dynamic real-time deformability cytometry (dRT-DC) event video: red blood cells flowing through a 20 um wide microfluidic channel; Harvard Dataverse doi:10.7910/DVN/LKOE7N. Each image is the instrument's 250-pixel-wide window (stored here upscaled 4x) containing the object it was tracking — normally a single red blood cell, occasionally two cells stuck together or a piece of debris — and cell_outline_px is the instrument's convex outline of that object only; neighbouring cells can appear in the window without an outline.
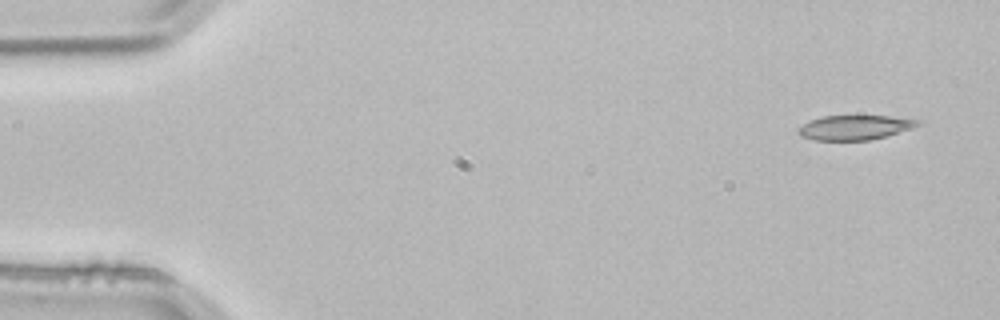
{"species": "common noctule bat (a hibernating species)", "species_latin": "Nyctalus noctula", "temperature_condition": "room temperature", "stored_images_in_passage": 3, "camera_frame_rate_fps": 3000, "um_per_image_px": 0.085, "animal": {"sex": "male", "body_mass_g": 21.5, "forearm_length_mm": 52.0}, "frame": {"image": 1, "passage_image": 1, "time_ms": 0.0, "image_size_px": [1000, 320], "cell_outline_px": [[920, 124], [912, 128], [884, 136], [868, 140], [816, 140], [800, 136], [796, 132], [796, 128], [812, 120], [824, 116], [888, 116], [920, 120]], "centroid_in_image_um": [72.61, 10.83], "position_along_channel_um": 12.4, "area_um2": 16.88}}
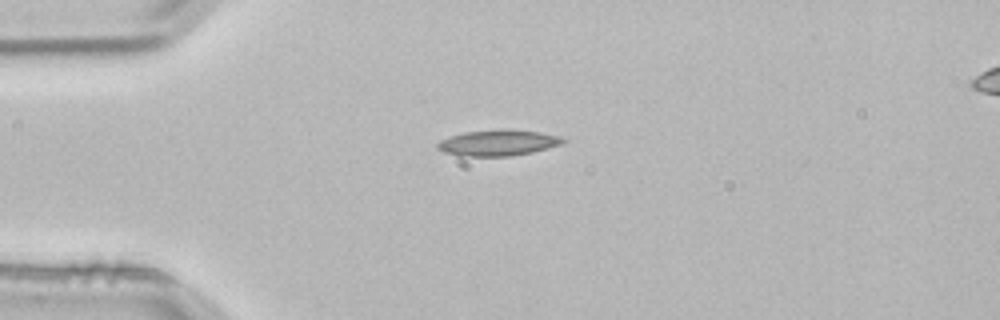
{"frame": {"image": 2, "passage_image": 3, "time_ms": 0.667, "image_size_px": [1000, 320], "cell_outline_px": [[568, 140], [564, 144], [532, 152], [512, 156], [460, 156], [444, 152], [436, 148], [436, 144], [440, 140], [464, 132], [540, 132], [560, 136]], "centroid_in_image_um": [42.35, 12.19], "position_along_channel_um": 42.7, "area_um2": 18.15}}